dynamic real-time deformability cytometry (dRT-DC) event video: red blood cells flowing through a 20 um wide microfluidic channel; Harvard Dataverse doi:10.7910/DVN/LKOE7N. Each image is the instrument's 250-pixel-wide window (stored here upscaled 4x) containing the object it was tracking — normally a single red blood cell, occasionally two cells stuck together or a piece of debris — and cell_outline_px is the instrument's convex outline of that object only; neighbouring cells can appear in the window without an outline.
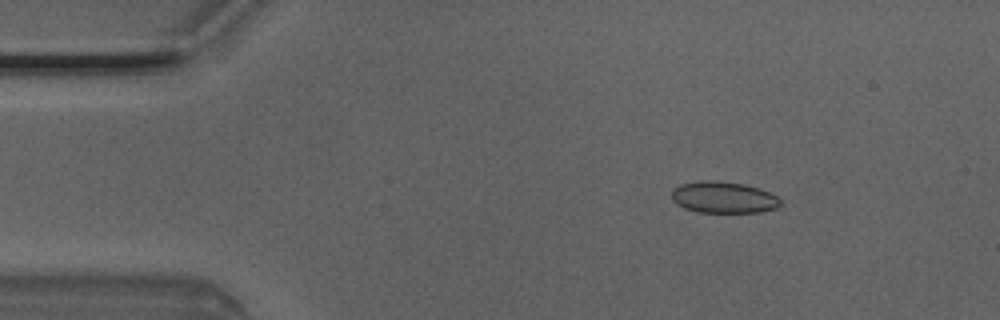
{"species": "Egyptian fruit bat (a non-hibernating species)", "species_latin": "Rousettus aegyptiacus", "temperature_condition": "room temperature", "stored_images_in_passage": 4, "camera_frame_rate_fps": 3000, "um_per_image_px": 0.085, "animal": {"sex": "male"}, "frame": {"image": 1, "passage_image": 2, "time_ms": 0.333, "image_size_px": [1000, 320], "cell_outline_px": [[780, 204], [776, 208], [760, 212], [700, 212], [684, 208], [676, 204], [672, 200], [672, 188], [680, 184], [700, 180], [716, 180], [744, 184], [768, 192], [776, 196], [780, 200]], "centroid_in_image_um": [61.44, 16.77], "position_along_channel_um": 23.6, "area_um2": 19.94}}